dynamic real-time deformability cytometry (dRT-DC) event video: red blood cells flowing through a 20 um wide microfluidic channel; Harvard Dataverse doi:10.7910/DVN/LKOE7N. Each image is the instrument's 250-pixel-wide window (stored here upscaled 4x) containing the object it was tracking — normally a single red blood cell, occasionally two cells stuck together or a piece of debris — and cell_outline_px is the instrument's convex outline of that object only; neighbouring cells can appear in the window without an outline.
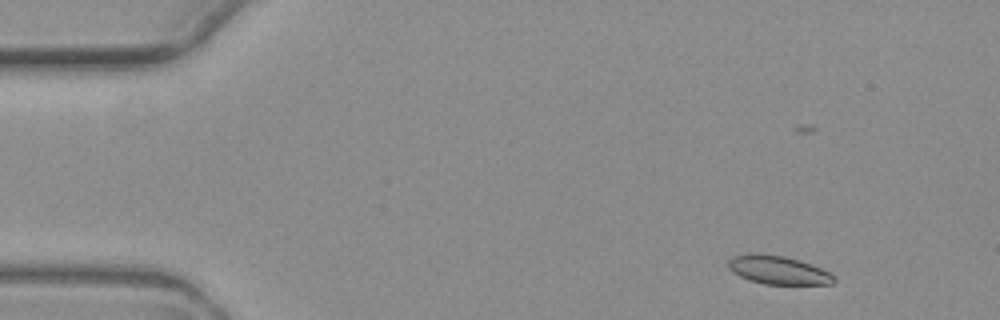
{"species": "common noctule bat (a hibernating species)", "species_latin": "Nyctalus noctula", "temperature_condition": "warm", "stored_images_in_passage": 4, "camera_frame_rate_fps": 3000, "um_per_image_px": 0.085, "animal": {"sex": "female", "body_mass_g": 19.3, "forearm_length_mm": 54.1}, "frame": {"image": 1, "passage_image": 1, "time_ms": 0.0, "image_size_px": [1000, 320], "cell_outline_px": [[836, 280], [832, 284], [764, 284], [748, 280], [740, 276], [728, 268], [728, 260], [732, 256], [748, 252], [760, 252], [784, 256], [800, 260], [812, 264], [836, 276]], "centroid_in_image_um": [66.11, 22.93], "position_along_channel_um": 18.9, "area_um2": 17.86}}
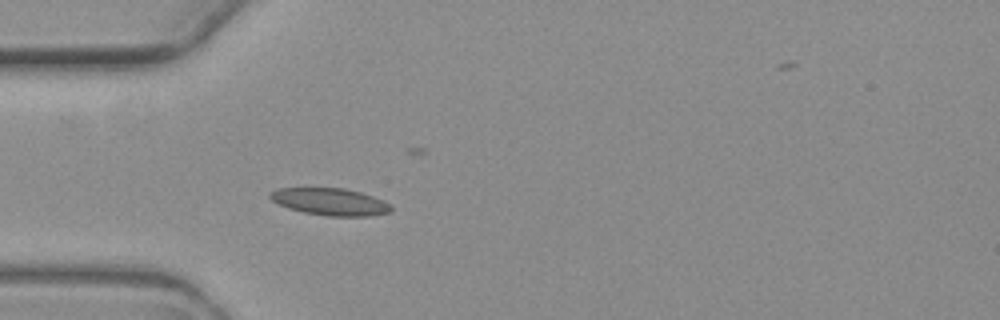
{"frame": {"image": 2, "passage_image": 4, "time_ms": 3.667, "image_size_px": [1000, 320], "cell_outline_px": [[392, 208], [388, 212], [368, 216], [328, 216], [304, 212], [288, 208], [272, 200], [268, 196], [268, 192], [276, 188], [344, 188], [360, 192], [384, 200], [392, 204]], "centroid_in_image_um": [28.05, 17.14], "position_along_channel_um": 56.9, "area_um2": 19.13}}